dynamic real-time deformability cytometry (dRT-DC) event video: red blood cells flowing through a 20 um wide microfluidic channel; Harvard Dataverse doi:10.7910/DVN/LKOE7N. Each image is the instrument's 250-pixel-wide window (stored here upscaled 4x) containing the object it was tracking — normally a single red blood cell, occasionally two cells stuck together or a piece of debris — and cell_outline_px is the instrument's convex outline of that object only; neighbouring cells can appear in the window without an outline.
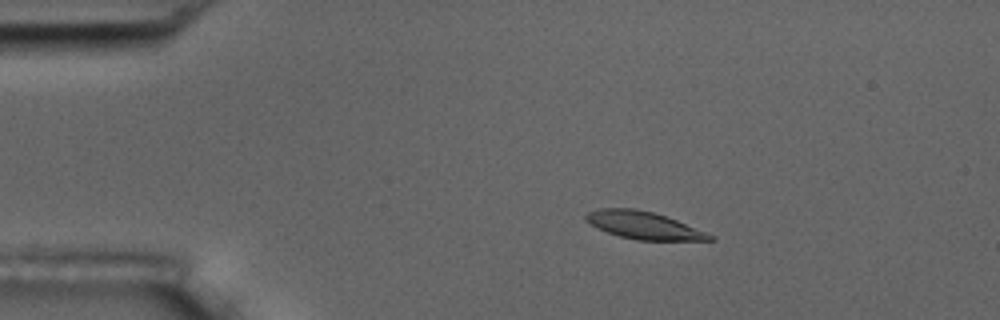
{"species": "common noctule bat (a hibernating species)", "species_latin": "Nyctalus noctula", "temperature_condition": "room temperature", "stored_images_in_passage": 6, "camera_frame_rate_fps": 3000, "um_per_image_px": 0.085, "animal": {"sex": "male", "body_mass_g": 17.5, "forearm_length_mm": 52.3}, "frame": {"image": 1, "passage_image": 3, "time_ms": 0.667, "image_size_px": [1000, 320], "cell_outline_px": [[716, 240], [636, 240], [620, 236], [608, 232], [584, 220], [584, 216], [588, 212], [600, 208], [636, 208], [652, 212], [676, 220], [716, 236]], "centroid_in_image_um": [54.72, 19.15], "position_along_channel_um": 30.3, "area_um2": 19.59}}
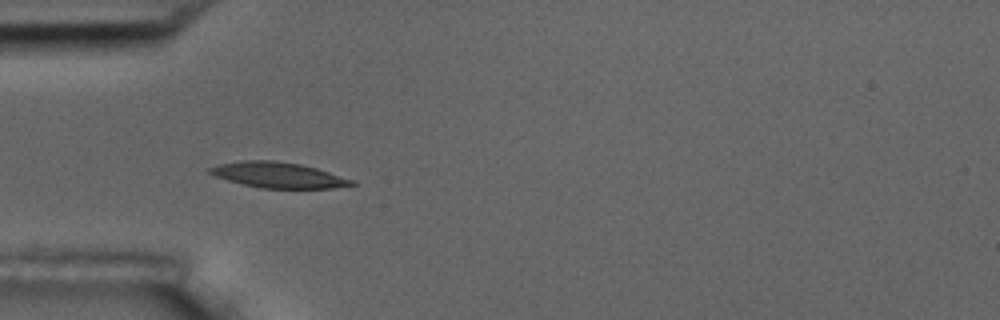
{"frame": {"image": 2, "passage_image": 5, "time_ms": 1.333, "image_size_px": [1000, 320], "cell_outline_px": [[356, 184], [332, 188], [260, 188], [228, 180], [216, 176], [208, 172], [208, 168], [216, 164], [244, 160], [276, 160], [300, 164], [316, 168], [356, 180]], "centroid_in_image_um": [23.65, 14.87], "position_along_channel_um": 61.3, "area_um2": 21.15}}